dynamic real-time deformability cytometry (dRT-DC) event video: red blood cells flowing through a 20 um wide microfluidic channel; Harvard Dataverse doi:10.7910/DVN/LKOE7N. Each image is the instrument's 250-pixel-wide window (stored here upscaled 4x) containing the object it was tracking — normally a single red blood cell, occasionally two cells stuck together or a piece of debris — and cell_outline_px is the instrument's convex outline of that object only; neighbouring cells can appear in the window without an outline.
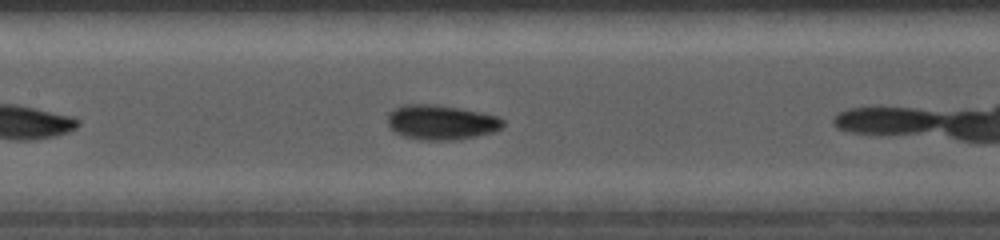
{"species": "common noctule bat (a hibernating species)", "species_latin": "Nyctalus noctula", "temperature_condition": "cold", "stored_images_in_passage": 23, "camera_frame_rate_fps": 5000, "um_per_image_px": 0.085, "animal": {"sex": "female", "body_mass_g": 19.0, "forearm_length_mm": 56.7}, "frame": {"image": 1, "passage_image": 8, "time_ms": 2.4, "image_size_px": [1000, 240], "cell_outline_px": [[504, 124], [500, 128], [492, 132], [460, 140], [420, 140], [404, 136], [396, 132], [388, 124], [388, 112], [404, 104], [436, 104], [460, 108], [500, 116], [504, 120]], "centroid_in_image_um": [37.52, 10.39], "position_along_channel_um": 169.9, "area_um2": 23.47}}
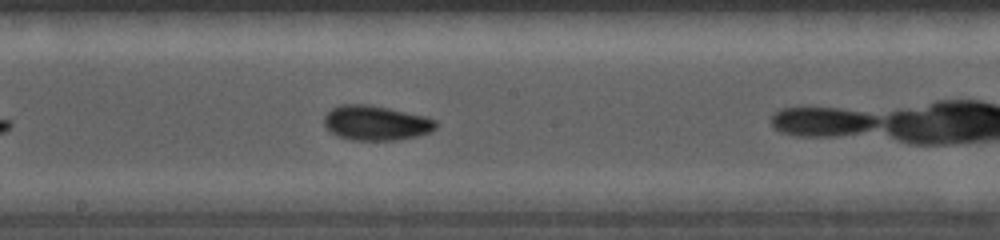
{"frame": {"image": 2, "passage_image": 13, "time_ms": 3.4, "image_size_px": [1000, 240], "cell_outline_px": [[436, 128], [428, 132], [416, 136], [396, 140], [352, 140], [336, 136], [324, 124], [324, 116], [332, 108], [340, 104], [368, 104], [428, 116], [436, 120]], "centroid_in_image_um": [31.95, 10.44], "position_along_channel_um": 216.2, "area_um2": 22.66}}